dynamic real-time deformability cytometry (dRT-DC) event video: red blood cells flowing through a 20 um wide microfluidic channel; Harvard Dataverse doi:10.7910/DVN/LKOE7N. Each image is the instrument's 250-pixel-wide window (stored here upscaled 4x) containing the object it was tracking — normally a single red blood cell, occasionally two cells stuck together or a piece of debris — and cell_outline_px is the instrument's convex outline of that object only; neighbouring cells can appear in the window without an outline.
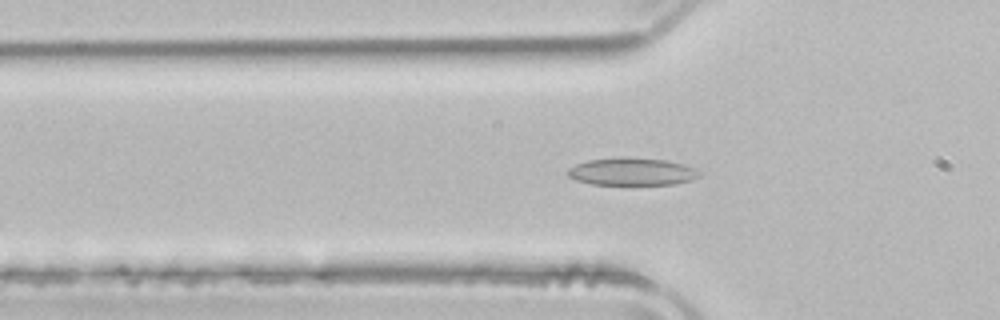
{"species": "common noctule bat (a hibernating species)", "species_latin": "Nyctalus noctula", "temperature_condition": "room temperature", "stored_images_in_passage": 51, "camera_frame_rate_fps": 3000, "um_per_image_px": 0.085, "animal": {"sex": "male", "body_mass_g": 21.5, "forearm_length_mm": 52.0}, "frame": {"image": 1, "passage_image": 16, "time_ms": 5.0, "image_size_px": [1000, 320], "cell_outline_px": [[700, 176], [692, 180], [676, 184], [592, 184], [576, 180], [568, 176], [568, 168], [576, 164], [588, 160], [620, 156], [628, 156], [664, 160], [680, 164], [692, 168], [700, 172]], "centroid_in_image_um": [53.68, 14.57], "position_along_channel_um": 72.1, "area_um2": 21.1}}
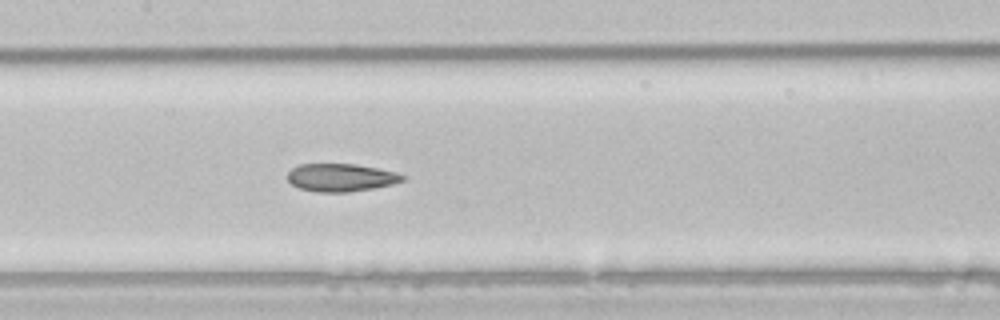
{"frame": {"image": 2, "passage_image": 24, "time_ms": 7.667, "image_size_px": [1000, 320], "cell_outline_px": [[404, 180], [392, 184], [372, 188], [348, 192], [316, 192], [300, 188], [292, 184], [288, 180], [288, 172], [292, 168], [300, 164], [356, 164], [396, 172], [404, 176]], "centroid_in_image_um": [28.96, 15.09], "position_along_channel_um": 178.4, "area_um2": 18.5}}
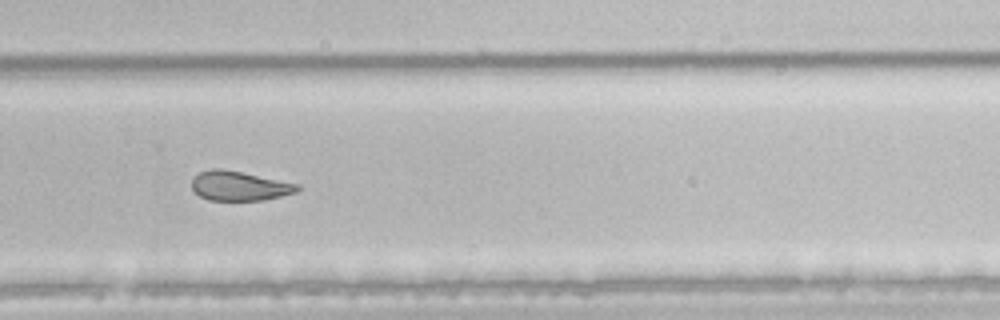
{"frame": {"image": 3, "passage_image": 34, "time_ms": 11.0, "image_size_px": [1000, 320], "cell_outline_px": [[300, 188], [296, 192], [264, 200], [208, 200], [200, 196], [192, 188], [192, 180], [200, 172], [212, 168], [220, 168], [300, 184]], "centroid_in_image_um": [20.35, 15.8], "position_along_channel_um": 309.5, "area_um2": 17.92}, "authors_computed_cell_mechanics": {"area_um2": 21.8484, "velocity_mm_per_s": 3.9545, "shape_relaxation_time_tau1_ms": 8.108, "shape_relaxation_time_tau2_ms": 1.5973, "deformation_change_tau1": 0.1707, "deformation_change_tau2": 0.0749}}